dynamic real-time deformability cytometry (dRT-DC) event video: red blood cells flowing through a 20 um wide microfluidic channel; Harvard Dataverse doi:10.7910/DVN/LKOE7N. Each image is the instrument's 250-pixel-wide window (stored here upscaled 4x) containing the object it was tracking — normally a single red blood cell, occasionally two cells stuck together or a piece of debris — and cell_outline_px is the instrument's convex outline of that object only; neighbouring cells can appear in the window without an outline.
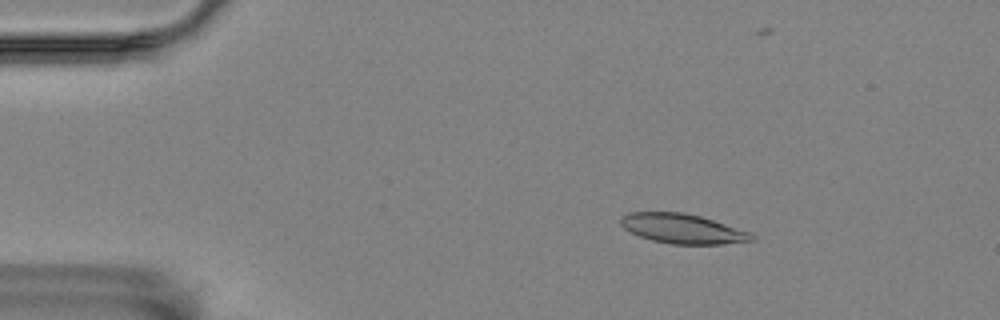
{"species": "Egyptian fruit bat (a non-hibernating species)", "species_latin": "Rousettus aegyptiacus", "temperature_condition": "room temperature", "stored_images_in_passage": 56, "camera_frame_rate_fps": 3000, "um_per_image_px": 0.085, "animal": {"sex": "female"}, "frame": {"image": 1, "passage_image": 8, "time_ms": 2.333, "image_size_px": [1000, 320], "cell_outline_px": [[756, 240], [720, 244], [672, 244], [652, 240], [640, 236], [624, 228], [620, 224], [620, 216], [628, 212], [684, 212], [700, 216], [752, 232], [756, 236]], "centroid_in_image_um": [58.04, 19.43], "position_along_channel_um": 27.0, "area_um2": 22.72}}
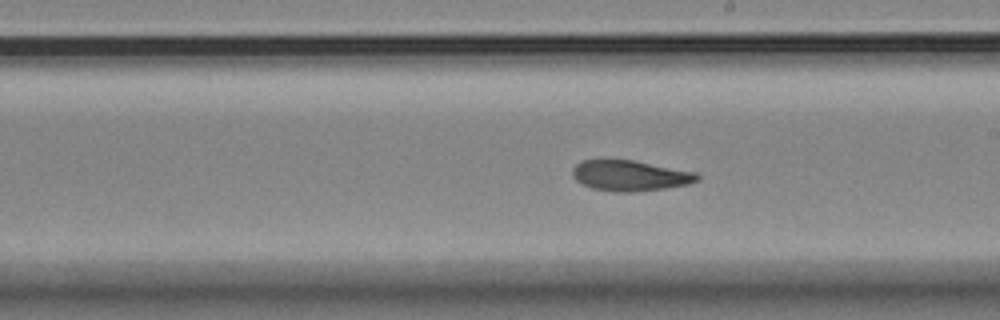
{"frame": {"image": 2, "passage_image": 31, "time_ms": 10.0, "image_size_px": [1000, 320], "cell_outline_px": [[700, 180], [688, 184], [664, 188], [632, 192], [612, 192], [592, 188], [580, 184], [572, 176], [572, 168], [580, 160], [632, 160], [696, 172], [700, 176]], "centroid_in_image_um": [53.52, 14.93], "position_along_channel_um": 235.5, "area_um2": 22.31}}
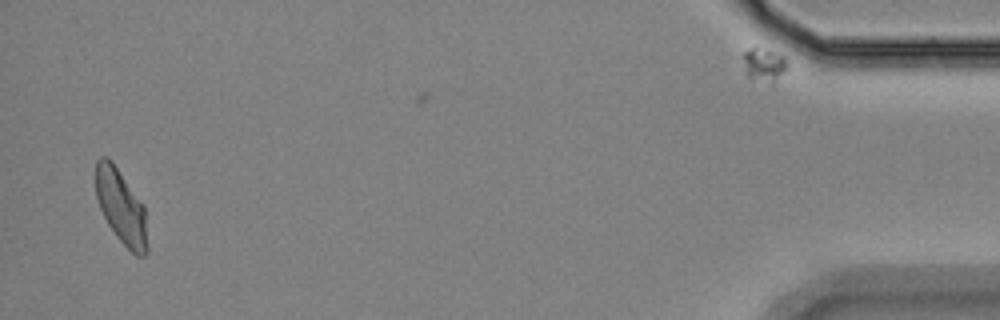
{"frame": {"image": 3, "passage_image": 54, "time_ms": 17.667, "image_size_px": [1000, 320], "cell_outline_px": [[148, 252], [144, 256], [136, 256], [116, 236], [108, 224], [100, 208], [96, 196], [96, 160], [100, 156], [108, 156], [112, 160], [144, 204], [148, 248]], "centroid_in_image_um": [10.31, 17.56], "position_along_channel_um": 424.9, "area_um2": 22.54}, "authors_computed_cell_mechanics": {"area_um2": 22.4842, "velocity_mm_per_s": 3.5296, "shape_relaxation_time_tau1_ms": null, "shape_relaxation_time_tau2_ms": 4.0122, "deformation_change_tau1": null, "deformation_change_tau2": 0.0854}}